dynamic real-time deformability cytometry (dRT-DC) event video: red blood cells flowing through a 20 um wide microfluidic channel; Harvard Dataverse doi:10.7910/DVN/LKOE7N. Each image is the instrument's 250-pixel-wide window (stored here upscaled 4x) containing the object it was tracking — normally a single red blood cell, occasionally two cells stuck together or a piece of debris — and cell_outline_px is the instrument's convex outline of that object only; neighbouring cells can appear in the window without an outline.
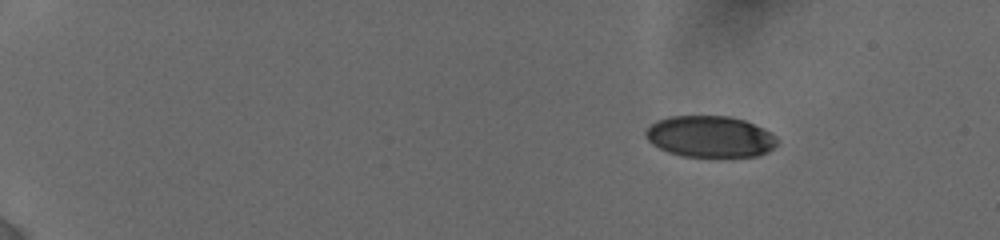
{"species": "human", "species_latin": "Homo sapiens", "temperature_condition": "cold", "stored_images_in_passage": 26, "camera_frame_rate_fps": 3000, "um_per_image_px": 0.085, "donor": {"sex": "female"}, "frame": {"image": 1, "passage_image": 1, "time_ms": 0.0, "image_size_px": [1000, 240], "cell_outline_px": [[776, 144], [768, 152], [756, 156], [684, 156], [668, 152], [652, 144], [648, 140], [644, 132], [656, 120], [668, 116], [732, 116], [744, 120], [764, 128], [772, 132], [776, 136]], "centroid_in_image_um": [60.36, 11.59], "position_along_channel_um": 24.6, "area_um2": 31.67}}
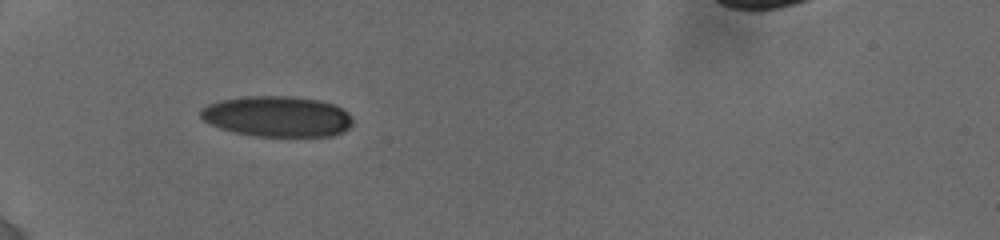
{"frame": {"image": 2, "passage_image": 18, "time_ms": 4.0, "image_size_px": [1000, 240], "cell_outline_px": [[352, 124], [344, 132], [332, 136], [252, 136], [232, 132], [208, 124], [200, 116], [200, 108], [208, 104], [224, 100], [244, 96], [288, 96], [320, 100], [332, 104], [348, 112], [352, 120]], "centroid_in_image_um": [23.54, 9.91], "position_along_channel_um": 61.5, "area_um2": 36.18}}
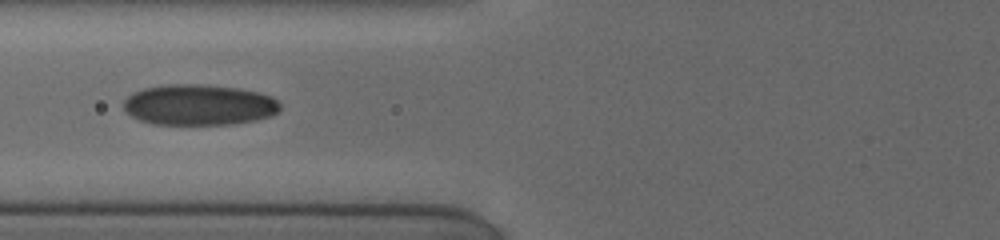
{"frame": {"image": 3, "passage_image": 25, "time_ms": 5.667, "image_size_px": [1000, 240], "cell_outline_px": [[280, 108], [272, 116], [256, 120], [232, 124], [152, 124], [140, 120], [124, 112], [124, 100], [132, 92], [144, 88], [168, 84], [208, 84], [240, 88], [272, 96], [280, 104]], "centroid_in_image_um": [16.9, 8.9], "position_along_channel_um": 108.9, "area_um2": 37.45}}